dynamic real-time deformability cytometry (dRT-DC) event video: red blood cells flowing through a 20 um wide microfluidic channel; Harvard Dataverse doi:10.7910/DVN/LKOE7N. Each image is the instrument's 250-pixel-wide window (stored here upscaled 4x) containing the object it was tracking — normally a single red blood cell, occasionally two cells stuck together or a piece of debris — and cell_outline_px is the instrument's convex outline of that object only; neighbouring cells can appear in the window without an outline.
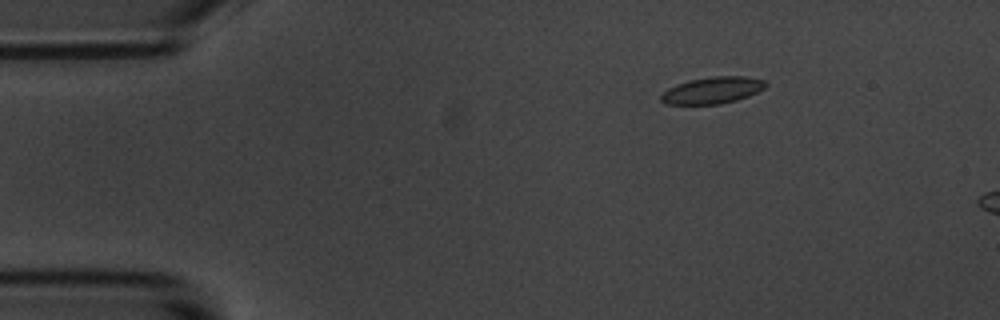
{"species": "common noctule bat (a hibernating species)", "species_latin": "Nyctalus noctula", "temperature_condition": "room temperature", "stored_images_in_passage": 4, "camera_frame_rate_fps": 3000, "um_per_image_px": 0.085, "animal": {"sex": "male", "body_mass_g": 20.1, "forearm_length_mm": 53.5}, "frame": {"image": 1, "passage_image": 3, "time_ms": 2.333, "image_size_px": [1000, 320], "cell_outline_px": [[768, 84], [764, 88], [748, 96], [736, 100], [720, 104], [664, 104], [660, 100], [660, 96], [668, 88], [676, 84], [688, 80], [712, 76], [744, 76], [764, 80]], "centroid_in_image_um": [60.54, 7.67], "position_along_channel_um": 24.5, "area_um2": 16.3}}